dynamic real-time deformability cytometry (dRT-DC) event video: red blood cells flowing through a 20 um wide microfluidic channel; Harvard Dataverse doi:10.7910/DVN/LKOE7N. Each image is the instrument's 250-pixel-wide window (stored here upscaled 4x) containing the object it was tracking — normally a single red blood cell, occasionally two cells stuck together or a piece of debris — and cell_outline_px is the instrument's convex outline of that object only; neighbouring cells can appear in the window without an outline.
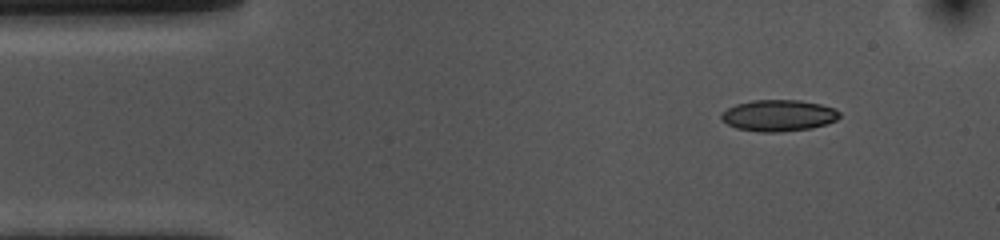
{"species": "common noctule bat (a hibernating species)", "species_latin": "Nyctalus noctula", "temperature_condition": "cold", "stored_images_in_passage": 50, "camera_frame_rate_fps": 3000, "um_per_image_px": 0.085, "animal": {"sex": "female", "body_mass_g": 10.0, "forearm_length_mm": 53.1}, "frame": {"image": 1, "passage_image": 1, "time_ms": 0.0, "image_size_px": [1000, 240], "cell_outline_px": [[840, 116], [836, 120], [812, 128], [780, 132], [760, 132], [736, 128], [728, 124], [720, 116], [728, 108], [736, 104], [752, 100], [800, 100], [820, 104], [836, 108], [840, 112]], "centroid_in_image_um": [66.2, 9.81], "position_along_channel_um": 18.8, "area_um2": 21.56}}
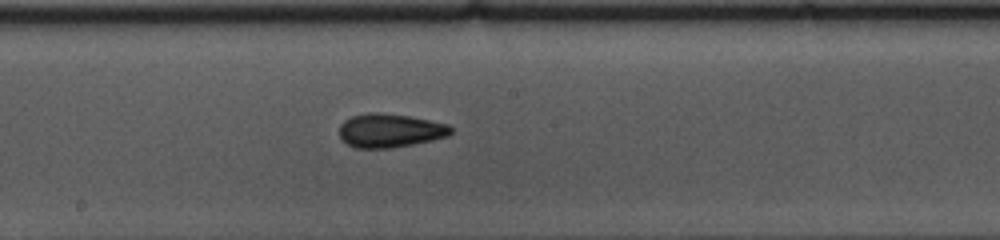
{"frame": {"image": 2, "passage_image": 23, "time_ms": 7.333, "image_size_px": [1000, 240], "cell_outline_px": [[452, 132], [448, 136], [432, 140], [412, 144], [388, 148], [356, 148], [348, 144], [340, 136], [340, 124], [344, 120], [352, 116], [368, 112], [380, 112], [408, 116], [448, 124], [452, 128]], "centroid_in_image_um": [33.14, 11.09], "position_along_channel_um": 215.1, "area_um2": 21.79}}
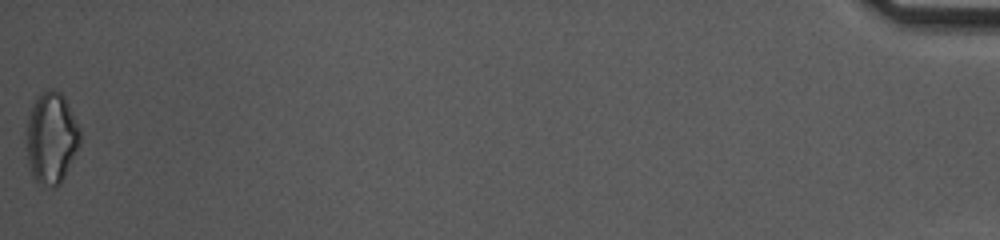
{"frame": {"image": 3, "passage_image": 50, "time_ms": 16.333, "image_size_px": [1000, 240], "cell_outline_px": [[80, 144], [60, 184], [52, 184], [36, 180], [28, 164], [28, 116], [32, 104], [36, 96], [48, 88], [52, 88], [60, 92], [64, 96], [80, 128]], "centroid_in_image_um": [4.39, 11.63], "position_along_channel_um": 430.8, "area_um2": 27.86}, "authors_computed_cell_mechanics": {"area_um2": 21.5016, "velocity_mm_per_s": 3.5734, "shape_relaxation_time_tau1_ms": 5.3793, "shape_relaxation_time_tau2_ms": 4.1688, "deformation_change_tau1": 0.111, "deformation_change_tau2": 0.1006}}